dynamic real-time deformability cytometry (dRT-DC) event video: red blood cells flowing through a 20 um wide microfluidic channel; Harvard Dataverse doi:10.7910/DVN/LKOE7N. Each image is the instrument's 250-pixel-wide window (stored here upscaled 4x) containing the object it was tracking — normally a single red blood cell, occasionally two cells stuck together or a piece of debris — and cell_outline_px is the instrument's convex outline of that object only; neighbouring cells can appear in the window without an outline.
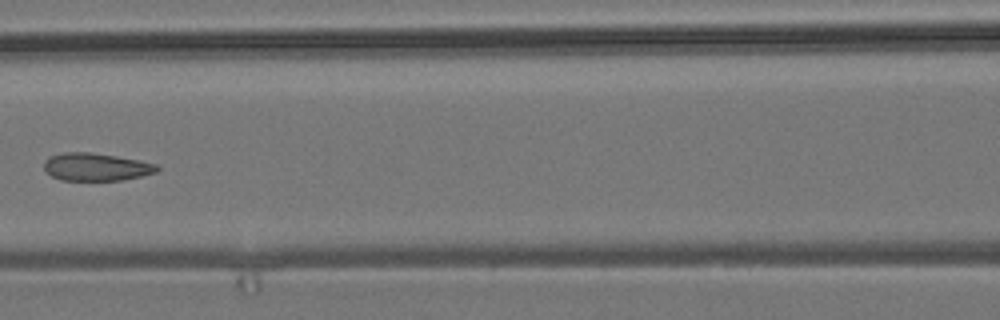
{"species": "common noctule bat (a hibernating species)", "species_latin": "Nyctalus noctula", "temperature_condition": "room temperature", "stored_images_in_passage": 7, "camera_frame_rate_fps": 3000, "um_per_image_px": 0.085, "animal": {"sex": "male", "body_mass_g": 19.2, "forearm_length_mm": 51.8}, "frame": {"image": 1, "passage_image": 7, "time_ms": 2.0, "image_size_px": [1000, 320], "cell_outline_px": [[160, 168], [156, 172], [140, 176], [120, 180], [60, 180], [52, 176], [44, 168], [44, 160], [48, 156], [64, 152], [88, 152], [116, 156], [156, 164]], "centroid_in_image_um": [8.12, 14.18], "position_along_channel_um": 158.5, "area_um2": 18.09}}